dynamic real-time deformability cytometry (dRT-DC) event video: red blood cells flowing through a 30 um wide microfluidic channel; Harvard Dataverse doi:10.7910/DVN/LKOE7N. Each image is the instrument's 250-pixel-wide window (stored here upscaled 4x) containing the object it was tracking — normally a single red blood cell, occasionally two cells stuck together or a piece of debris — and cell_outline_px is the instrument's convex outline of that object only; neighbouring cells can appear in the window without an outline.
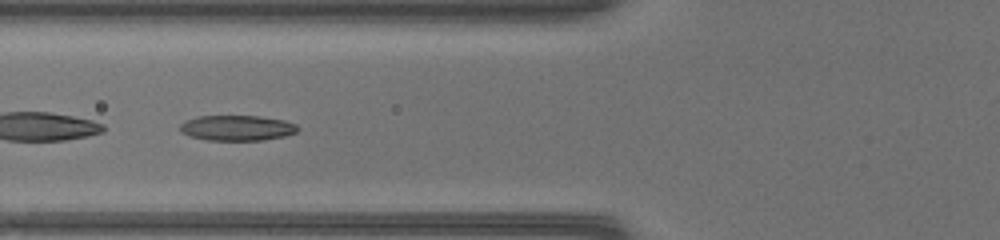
{"species": "common noctule bat (a hibernating species)", "species_latin": "Nyctalus noctula", "temperature_condition": "warm", "stored_images_in_passage": 34, "camera_frame_rate_fps": 3000, "um_per_image_px": 0.085, "animal": {"sex": "female", "body_mass_g": 17.0, "forearm_length_mm": 48.0}, "frame": {"image": 1, "passage_image": 6, "time_ms": 1.667, "image_size_px": [1000, 240], "cell_outline_px": [[300, 128], [296, 132], [284, 136], [264, 140], [204, 140], [188, 136], [180, 132], [180, 124], [184, 120], [196, 116], [260, 116], [284, 120], [296, 124]], "centroid_in_image_um": [20.11, 10.87], "position_along_channel_um": 105.7, "area_um2": 17.63}}
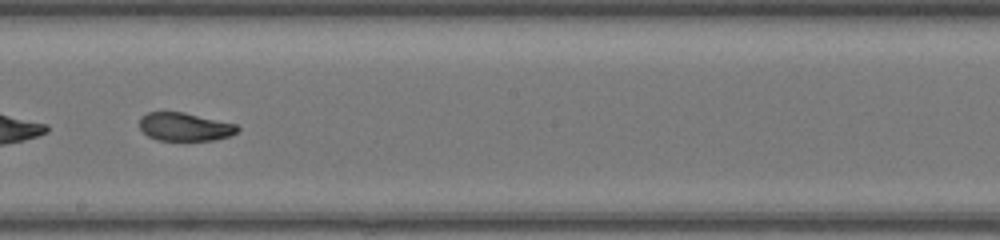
{"frame": {"image": 2, "passage_image": 15, "time_ms": 4.667, "image_size_px": [1000, 240], "cell_outline_px": [[240, 128], [236, 132], [228, 136], [216, 140], [156, 140], [148, 136], [140, 128], [140, 116], [148, 112], [184, 112], [236, 124]], "centroid_in_image_um": [15.69, 10.78], "position_along_channel_um": 232.5, "area_um2": 16.07}, "authors_computed_cell_mechanics": {"area_um2": 17.6001, "velocity_mm_per_s": 4.224, "shape_relaxation_time_tau1_ms": 6.2199, "shape_relaxation_time_tau2_ms": 1.2493, "deformation_change_tau1": 0.2368, "deformation_change_tau2": 0.0616}}